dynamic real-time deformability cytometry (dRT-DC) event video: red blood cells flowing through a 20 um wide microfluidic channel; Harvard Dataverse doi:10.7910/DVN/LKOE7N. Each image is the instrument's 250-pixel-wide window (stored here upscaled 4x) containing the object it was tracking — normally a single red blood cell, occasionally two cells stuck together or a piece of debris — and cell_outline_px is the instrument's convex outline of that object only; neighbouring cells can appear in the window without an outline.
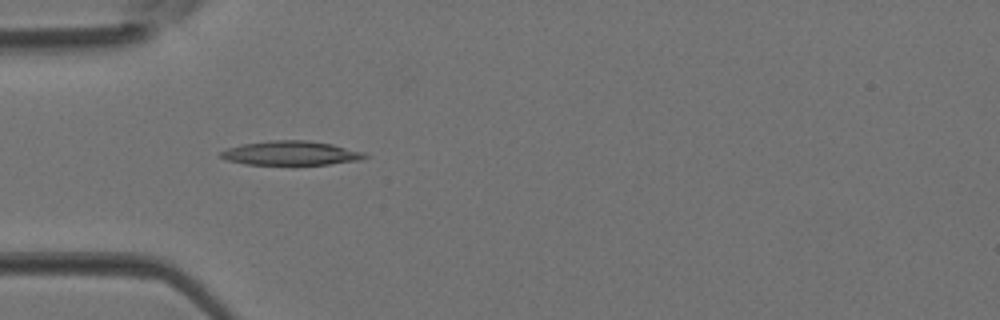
{"species": "Egyptian fruit bat (a non-hibernating species)", "species_latin": "Rousettus aegyptiacus", "temperature_condition": "room temperature", "stored_images_in_passage": 3, "camera_frame_rate_fps": 3000, "um_per_image_px": 0.085, "animal": {"sex": "female"}, "frame": {"image": 1, "passage_image": 3, "time_ms": 0.667, "image_size_px": [1000, 320], "cell_outline_px": [[368, 156], [360, 160], [328, 164], [292, 168], [244, 164], [228, 160], [220, 156], [220, 152], [228, 148], [244, 144], [272, 140], [308, 140], [332, 144], [364, 152]], "centroid_in_image_um": [24.73, 13.07], "position_along_channel_um": 60.3, "area_um2": 21.21}}